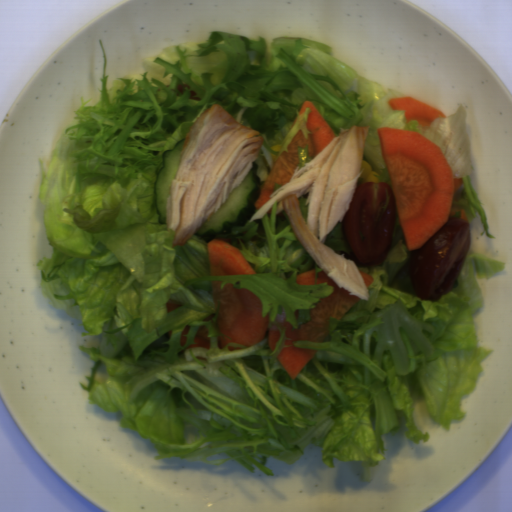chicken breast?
Here are the masks:
<instances>
[{"mask_svg":"<svg viewBox=\"0 0 512 512\" xmlns=\"http://www.w3.org/2000/svg\"><path fill=\"white\" fill-rule=\"evenodd\" d=\"M368 130V125L341 128L338 136L300 167L286 185L274 191L247 221L261 219L274 202H281L292 231L318 266L338 288L367 301L369 290L355 262L324 243L351 204L361 174ZM302 195L309 204L307 224L297 199Z\"/></svg>","mask_w":512,"mask_h":512,"instance_id":"obj_1","label":"chicken breast"},{"mask_svg":"<svg viewBox=\"0 0 512 512\" xmlns=\"http://www.w3.org/2000/svg\"><path fill=\"white\" fill-rule=\"evenodd\" d=\"M263 136L238 124L220 104L199 115L187 131L167 196L166 226L172 249L189 243L242 184L258 159Z\"/></svg>","mask_w":512,"mask_h":512,"instance_id":"obj_2","label":"chicken breast"}]
</instances>
